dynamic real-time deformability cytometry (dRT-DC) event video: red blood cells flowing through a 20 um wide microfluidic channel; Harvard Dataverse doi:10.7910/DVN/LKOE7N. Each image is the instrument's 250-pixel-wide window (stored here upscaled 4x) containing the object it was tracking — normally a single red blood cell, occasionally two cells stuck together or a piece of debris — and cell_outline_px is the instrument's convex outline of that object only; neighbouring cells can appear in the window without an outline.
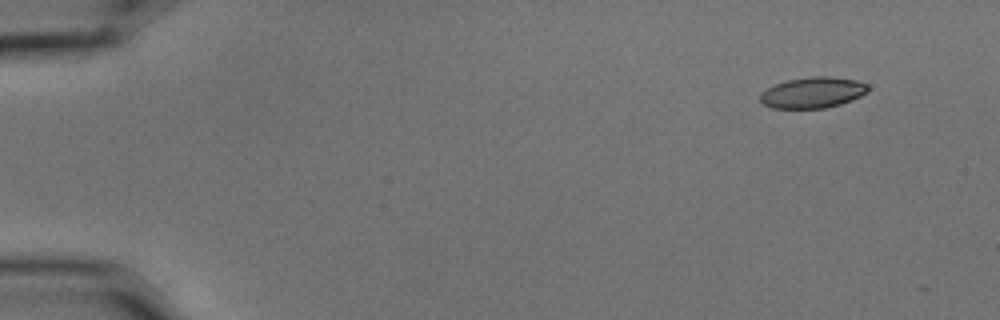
{"species": "common noctule bat (a hibernating species)", "species_latin": "Nyctalus noctula", "temperature_condition": "cold", "stored_images_in_passage": 3, "camera_frame_rate_fps": 3000, "um_per_image_px": 0.085, "animal": {"sex": "male", "body_mass_g": 15.6}, "frame": {"image": 1, "passage_image": 1, "time_ms": 0.0, "image_size_px": [1000, 320], "cell_outline_px": [[868, 92], [852, 100], [840, 104], [824, 108], [772, 108], [764, 104], [760, 100], [760, 92], [776, 84], [788, 80], [812, 76], [828, 76], [856, 80], [868, 84]], "centroid_in_image_um": [69.09, 7.87], "position_along_channel_um": 15.9, "area_um2": 19.36}}